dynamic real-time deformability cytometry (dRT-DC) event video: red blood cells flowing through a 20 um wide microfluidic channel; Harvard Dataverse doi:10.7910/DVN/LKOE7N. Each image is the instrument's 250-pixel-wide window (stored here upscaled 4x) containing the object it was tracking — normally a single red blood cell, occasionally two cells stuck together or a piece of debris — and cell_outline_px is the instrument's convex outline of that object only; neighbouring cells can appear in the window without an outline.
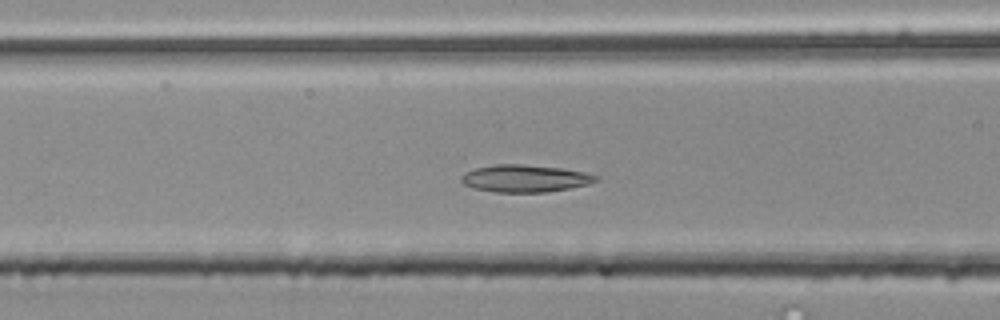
{"species": "common noctule bat (a hibernating species)", "species_latin": "Nyctalus noctula", "temperature_condition": "room temperature", "stored_images_in_passage": 39, "camera_frame_rate_fps": 3000, "um_per_image_px": 0.085, "animal": {"sex": "male", "body_mass_g": 20.4}, "frame": {"image": 1, "passage_image": 12, "time_ms": 3.667, "image_size_px": [1000, 320], "cell_outline_px": [[600, 180], [588, 184], [568, 188], [544, 192], [496, 192], [472, 188], [464, 184], [460, 180], [460, 176], [464, 172], [476, 168], [496, 164], [524, 164], [560, 168], [584, 172], [600, 176]], "centroid_in_image_um": [44.61, 15.16], "position_along_channel_um": 122.0, "area_um2": 21.44}}
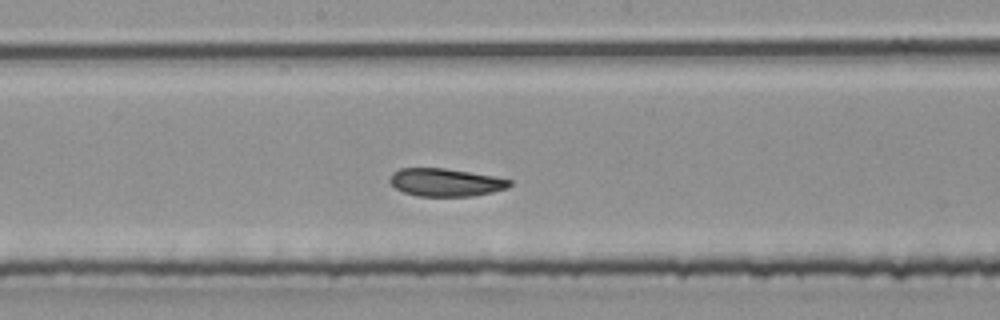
{"frame": {"image": 2, "passage_image": 19, "time_ms": 6.0, "image_size_px": [1000, 320], "cell_outline_px": [[512, 184], [508, 188], [492, 192], [472, 196], [416, 196], [404, 192], [396, 188], [388, 180], [392, 172], [400, 168], [444, 168], [496, 176], [512, 180]], "centroid_in_image_um": [37.89, 15.5], "position_along_channel_um": 210.3, "area_um2": 19.59}}
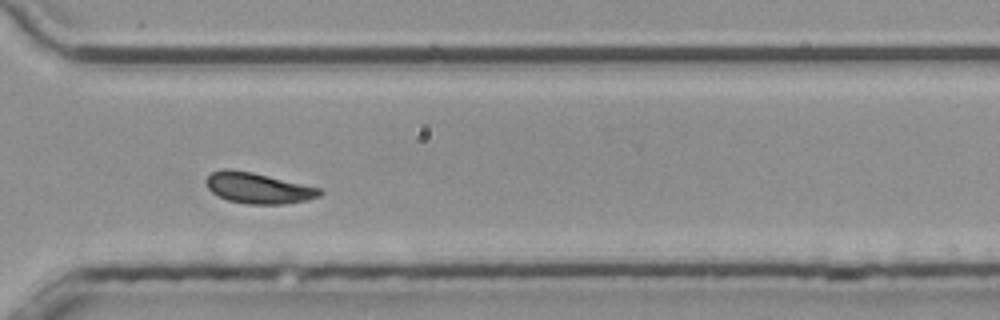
{"frame": {"image": 3, "passage_image": 30, "time_ms": 9.667, "image_size_px": [1000, 320], "cell_outline_px": [[324, 192], [320, 196], [308, 200], [280, 204], [248, 204], [228, 200], [212, 192], [208, 188], [204, 180], [212, 172], [224, 168], [228, 168], [252, 172], [320, 188]], "centroid_in_image_um": [21.93, 15.98], "position_along_channel_um": 348.7, "area_um2": 20.29}, "authors_computed_cell_mechanics": {"area_um2": 20.2878, "velocity_mm_per_s": 3.7827, "shape_relaxation_time_tau1_ms": 10.1192, "shape_relaxation_time_tau2_ms": 3.3587, "deformation_change_tau1": 0.1774, "deformation_change_tau2": 0.0817}}